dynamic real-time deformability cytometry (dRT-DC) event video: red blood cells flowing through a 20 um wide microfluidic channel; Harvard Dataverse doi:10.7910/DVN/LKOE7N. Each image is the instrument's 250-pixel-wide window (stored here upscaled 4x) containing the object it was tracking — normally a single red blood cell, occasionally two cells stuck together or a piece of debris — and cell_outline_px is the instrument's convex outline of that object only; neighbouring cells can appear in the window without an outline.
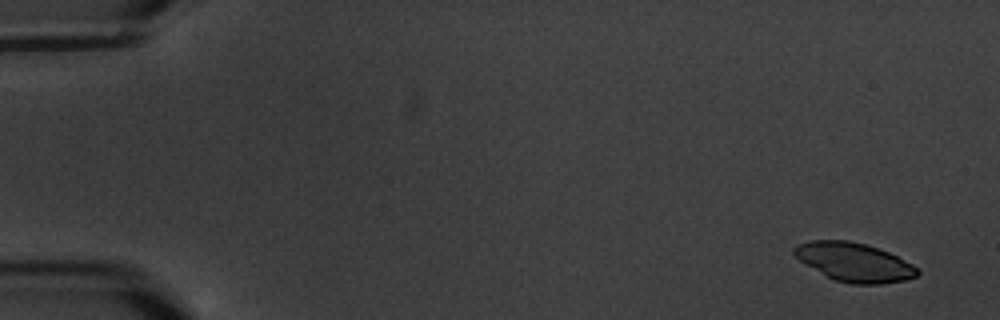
{"species": "common noctule bat (a hibernating species)", "species_latin": "Nyctalus noctula", "temperature_condition": "warm", "stored_images_in_passage": 12, "camera_frame_rate_fps": 3000, "um_per_image_px": 0.085, "animal": {"sex": "male", "body_mass_g": 20.1, "forearm_length_mm": 53.5}, "frame": {"image": 1, "passage_image": 1, "time_ms": 0.0, "image_size_px": [1000, 320], "cell_outline_px": [[920, 272], [916, 276], [904, 280], [880, 284], [852, 284], [836, 280], [828, 276], [800, 260], [792, 252], [792, 248], [796, 244], [812, 240], [848, 240], [880, 248], [912, 264]], "centroid_in_image_um": [72.6, 22.27], "position_along_channel_um": 12.4, "area_um2": 27.46}}
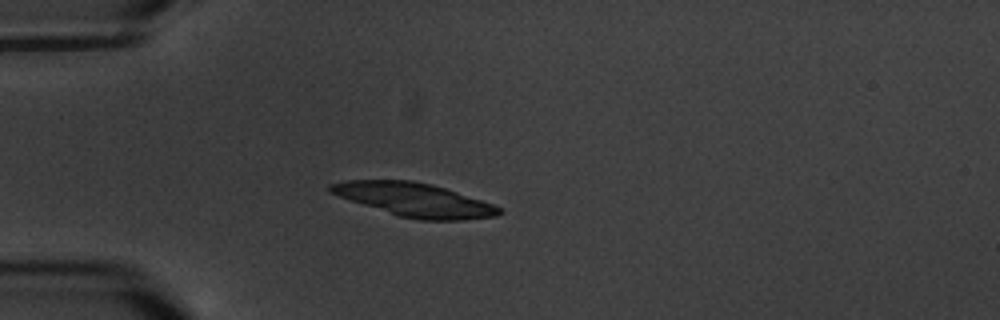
{"frame": {"image": 2, "passage_image": 5, "time_ms": 4.667, "image_size_px": [1000, 320], "cell_outline_px": [[504, 212], [496, 216], [464, 220], [420, 220], [396, 216], [328, 192], [328, 184], [348, 180], [412, 180], [432, 184], [492, 204], [500, 208]], "centroid_in_image_um": [35.2, 16.98], "position_along_channel_um": 49.8, "area_um2": 32.83}}